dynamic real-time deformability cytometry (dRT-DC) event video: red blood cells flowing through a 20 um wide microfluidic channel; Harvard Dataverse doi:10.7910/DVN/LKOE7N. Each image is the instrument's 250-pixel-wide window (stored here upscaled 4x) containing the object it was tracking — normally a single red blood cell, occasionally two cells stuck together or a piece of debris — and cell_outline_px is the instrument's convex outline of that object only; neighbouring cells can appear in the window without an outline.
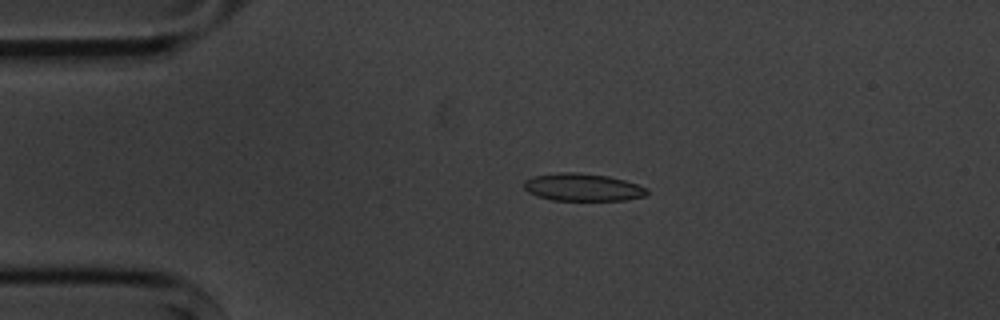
{"species": "common noctule bat (a hibernating species)", "species_latin": "Nyctalus noctula", "temperature_condition": "cold", "stored_images_in_passage": 5, "camera_frame_rate_fps": 3000, "um_per_image_px": 0.085, "animal": {"sex": "male", "body_mass_g": 20.1, "forearm_length_mm": 53.5}, "frame": {"image": 1, "passage_image": 4, "time_ms": 3.667, "image_size_px": [1000, 320], "cell_outline_px": [[648, 192], [644, 196], [628, 200], [552, 200], [536, 196], [528, 192], [524, 188], [524, 180], [532, 176], [556, 172], [576, 172], [608, 176], [624, 180], [648, 188]], "centroid_in_image_um": [49.5, 15.91], "position_along_channel_um": 35.5, "area_um2": 19.88}}